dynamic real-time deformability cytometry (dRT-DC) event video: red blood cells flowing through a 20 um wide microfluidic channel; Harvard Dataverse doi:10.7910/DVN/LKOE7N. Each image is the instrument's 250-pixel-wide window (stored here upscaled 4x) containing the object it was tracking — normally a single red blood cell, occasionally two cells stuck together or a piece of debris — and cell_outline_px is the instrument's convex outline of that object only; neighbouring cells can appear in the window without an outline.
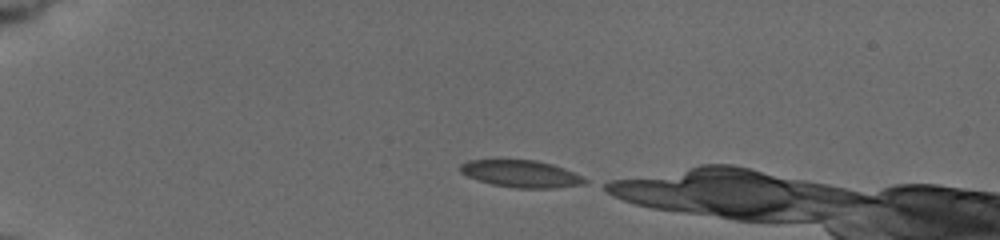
{"species": "common noctule bat (a hibernating species)", "species_latin": "Nyctalus noctula", "temperature_condition": "cold", "stored_images_in_passage": 21, "camera_frame_rate_fps": 3000, "um_per_image_px": 0.085, "animal": {"sex": "female", "body_mass_g": 19.5, "forearm_length_mm": 54.1}, "frame": {"image": 1, "passage_image": 1, "time_ms": 0.0, "image_size_px": [1000, 240], "cell_outline_px": [[588, 180], [584, 184], [556, 188], [516, 188], [492, 184], [468, 176], [460, 172], [460, 164], [468, 160], [536, 160], [552, 164], [564, 168]], "centroid_in_image_um": [44.29, 14.77], "position_along_channel_um": 40.7, "area_um2": 19.48}}
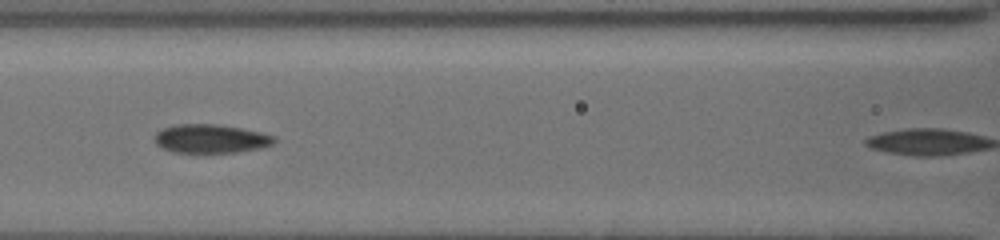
{"frame": {"image": 2, "passage_image": 11, "time_ms": 4.333, "image_size_px": [1000, 240], "cell_outline_px": [[276, 140], [272, 144], [260, 148], [236, 152], [172, 152], [156, 144], [156, 132], [164, 128], [176, 124], [216, 124], [240, 128], [260, 132], [276, 136]], "centroid_in_image_um": [17.93, 11.78], "position_along_channel_um": 148.7, "area_um2": 19.77}}
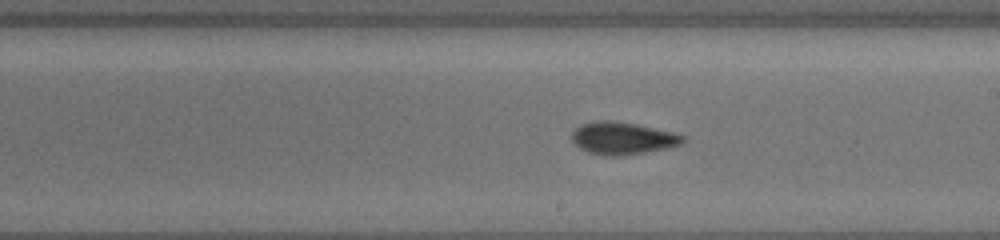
{"frame": {"image": 3, "passage_image": 16, "time_ms": 6.667, "image_size_px": [1000, 240], "cell_outline_px": [[688, 140], [680, 144], [668, 148], [644, 152], [616, 156], [604, 156], [588, 152], [580, 148], [572, 140], [572, 132], [580, 124], [600, 120], [608, 120], [636, 124], [672, 132], [684, 136]], "centroid_in_image_um": [52.92, 11.75], "position_along_channel_um": 236.1, "area_um2": 20.81}}